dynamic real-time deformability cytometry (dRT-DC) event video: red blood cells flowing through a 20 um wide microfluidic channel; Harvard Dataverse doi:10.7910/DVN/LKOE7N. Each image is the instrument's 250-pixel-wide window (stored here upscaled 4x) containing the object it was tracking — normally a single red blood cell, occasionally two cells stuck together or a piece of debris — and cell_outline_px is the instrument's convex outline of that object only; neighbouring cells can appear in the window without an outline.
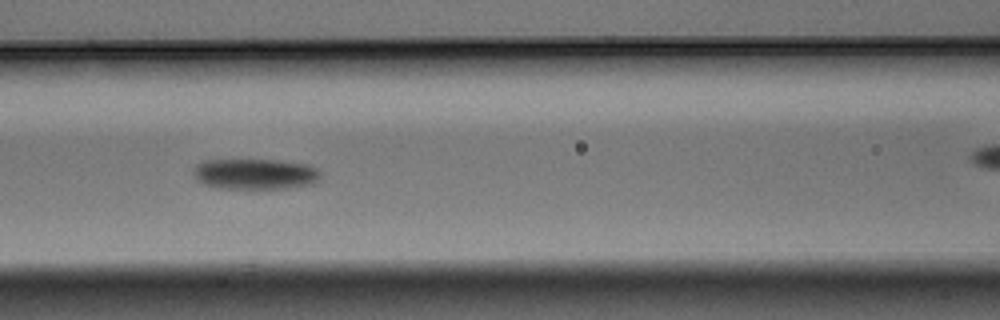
{"species": "Egyptian fruit bat (a non-hibernating species)", "species_latin": "Rousettus aegyptiacus", "temperature_condition": "warm", "stored_images_in_passage": 9, "camera_frame_rate_fps": 3000, "um_per_image_px": 0.085, "animal": {"sex": "male"}, "frame": {"image": 1, "passage_image": 4, "time_ms": 1.0, "image_size_px": [1000, 320], "cell_outline_px": [[320, 176], [316, 184], [288, 188], [216, 188], [204, 184], [196, 180], [192, 172], [196, 164], [204, 160], [276, 160], [308, 164], [316, 168], [320, 172]], "centroid_in_image_um": [21.68, 14.79], "position_along_channel_um": 144.9, "area_um2": 22.95}}
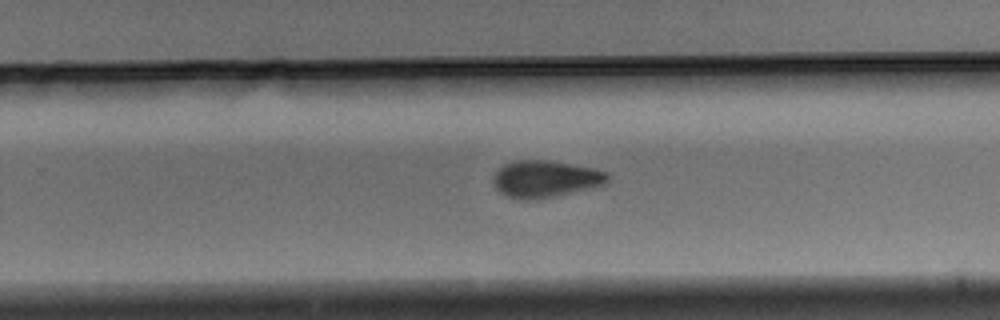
{"frame": {"image": 2, "passage_image": 8, "time_ms": 2.333, "image_size_px": [1000, 320], "cell_outline_px": [[608, 180], [604, 184], [556, 196], [528, 200], [508, 196], [500, 192], [496, 188], [492, 180], [496, 172], [504, 164], [512, 160], [548, 160], [592, 168], [608, 172]], "centroid_in_image_um": [46.33, 15.19], "position_along_channel_um": 283.5, "area_um2": 24.28}}
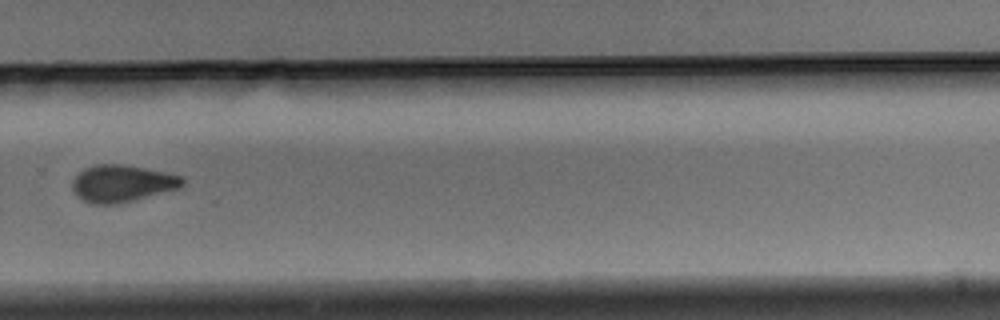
{"frame": {"image": 3, "passage_image": 9, "time_ms": 2.667, "image_size_px": [1000, 320], "cell_outline_px": [[184, 184], [180, 188], [116, 204], [92, 204], [76, 196], [72, 188], [72, 180], [84, 168], [96, 164], [120, 164], [144, 168], [164, 172], [180, 176], [184, 180]], "centroid_in_image_um": [10.34, 15.59], "position_along_channel_um": 319.5, "area_um2": 23.52}}